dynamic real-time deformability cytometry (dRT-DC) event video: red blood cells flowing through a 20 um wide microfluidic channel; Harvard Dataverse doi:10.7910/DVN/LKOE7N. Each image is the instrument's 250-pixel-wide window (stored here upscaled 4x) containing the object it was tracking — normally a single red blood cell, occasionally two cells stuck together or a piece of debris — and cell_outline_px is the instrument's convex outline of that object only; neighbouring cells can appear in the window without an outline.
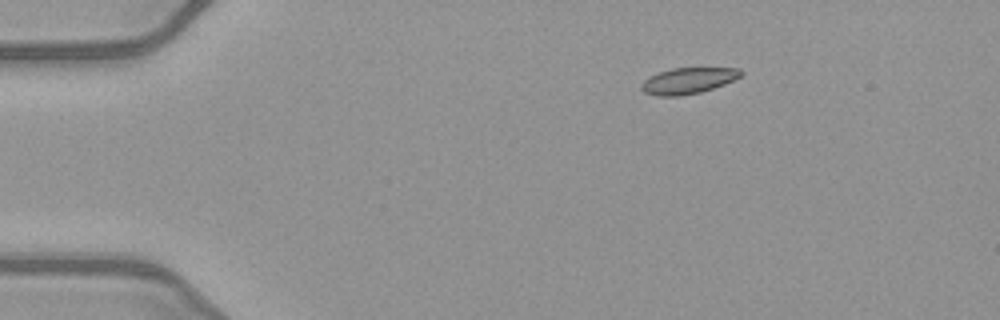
{"species": "common noctule bat (a hibernating species)", "species_latin": "Nyctalus noctula", "temperature_condition": "warm", "stored_images_in_passage": 45, "camera_frame_rate_fps": 3000, "um_per_image_px": 0.085, "animal": {"sex": "female", "body_mass_g": 21.9}, "frame": {"image": 1, "passage_image": 2, "time_ms": 0.333, "image_size_px": [1000, 320], "cell_outline_px": [[744, 72], [740, 76], [724, 84], [700, 92], [680, 96], [656, 96], [644, 92], [640, 88], [640, 84], [644, 80], [660, 72], [672, 68], [740, 68]], "centroid_in_image_um": [58.47, 6.86], "position_along_channel_um": 26.5, "area_um2": 14.97}}
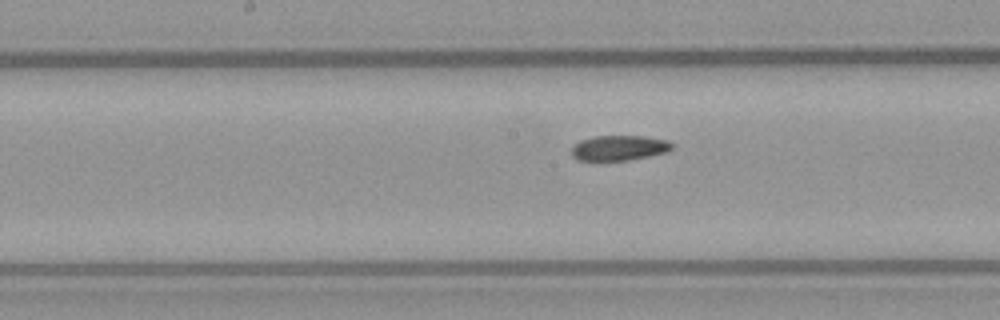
{"frame": {"image": 2, "passage_image": 20, "time_ms": 6.333, "image_size_px": [1000, 320], "cell_outline_px": [[672, 148], [668, 152], [628, 160], [576, 160], [572, 156], [572, 148], [580, 140], [596, 136], [644, 136], [668, 140], [672, 144]], "centroid_in_image_um": [52.64, 12.57], "position_along_channel_um": 195.6, "area_um2": 14.62}}
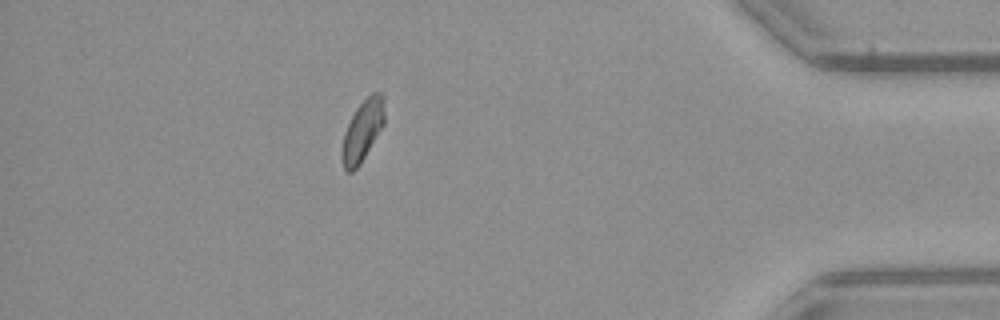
{"frame": {"image": 3, "passage_image": 39, "time_ms": 12.667, "image_size_px": [1000, 320], "cell_outline_px": [[384, 124], [360, 164], [352, 172], [348, 172], [344, 168], [340, 160], [340, 152], [344, 132], [356, 108], [372, 92], [380, 92], [384, 96]], "centroid_in_image_um": [30.79, 11.12], "position_along_channel_um": 404.4, "area_um2": 15.2}}